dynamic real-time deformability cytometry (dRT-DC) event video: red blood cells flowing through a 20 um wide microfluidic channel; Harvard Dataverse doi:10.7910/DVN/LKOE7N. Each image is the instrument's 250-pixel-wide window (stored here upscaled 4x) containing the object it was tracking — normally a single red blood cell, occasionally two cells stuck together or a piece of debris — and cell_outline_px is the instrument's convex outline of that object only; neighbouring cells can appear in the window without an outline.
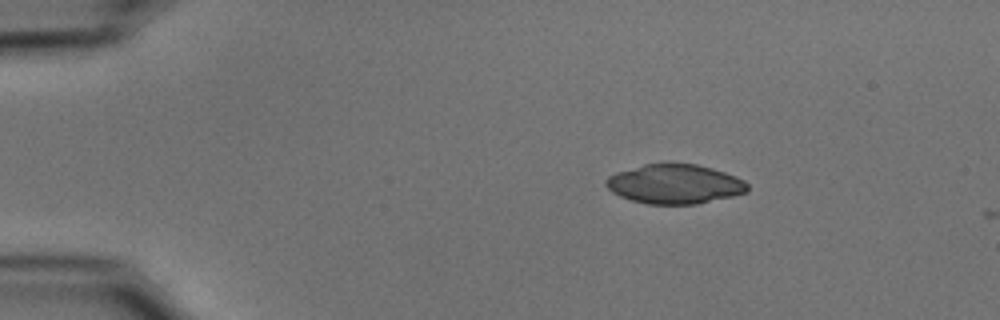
{"species": "common noctule bat (a hibernating species)", "species_latin": "Nyctalus noctula", "temperature_condition": "cold", "stored_images_in_passage": 2, "camera_frame_rate_fps": 3000, "um_per_image_px": 0.085, "animal": {"sex": "male", "body_mass_g": 15.6}, "frame": {"image": 1, "passage_image": 1, "time_ms": 0.0, "image_size_px": [1000, 320], "cell_outline_px": [[748, 192], [732, 196], [696, 204], [648, 204], [632, 200], [620, 196], [612, 192], [604, 184], [604, 180], [608, 176], [616, 172], [644, 164], [696, 164], [712, 168], [736, 176], [744, 180], [748, 184]], "centroid_in_image_um": [57.34, 15.65], "position_along_channel_um": 27.7, "area_um2": 32.43}}